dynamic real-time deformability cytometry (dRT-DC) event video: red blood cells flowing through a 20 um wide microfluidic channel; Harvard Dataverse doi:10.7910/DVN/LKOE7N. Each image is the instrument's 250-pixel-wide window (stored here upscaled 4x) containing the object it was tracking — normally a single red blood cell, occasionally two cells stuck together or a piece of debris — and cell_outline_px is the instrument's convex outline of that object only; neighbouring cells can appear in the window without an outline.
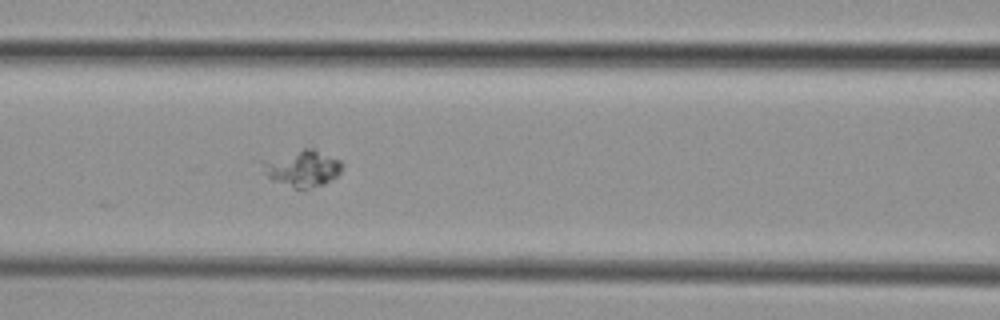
{"species": "common noctule bat (a hibernating species)", "species_latin": "Nyctalus noctula", "temperature_condition": "cold", "stored_images_in_passage": 6, "segment_of_instrument_passage": [1, 2], "camera_frame_rate_fps": 3000, "um_per_image_px": 0.085, "animal": {"sex": "female", "body_mass_g": 29.2, "forearm_length_mm": 56.3}, "frame": {"image": 1, "passage_image": 5, "time_ms": 4.667, "image_size_px": [1000, 320], "cell_outline_px": [[344, 164], [340, 172], [332, 180], [324, 184], [308, 188], [292, 188], [272, 180], [260, 172], [256, 160], [312, 144], [340, 160]], "centroid_in_image_um": [25.6, 14.22], "position_along_channel_um": 141.0, "area_um2": 18.5}}